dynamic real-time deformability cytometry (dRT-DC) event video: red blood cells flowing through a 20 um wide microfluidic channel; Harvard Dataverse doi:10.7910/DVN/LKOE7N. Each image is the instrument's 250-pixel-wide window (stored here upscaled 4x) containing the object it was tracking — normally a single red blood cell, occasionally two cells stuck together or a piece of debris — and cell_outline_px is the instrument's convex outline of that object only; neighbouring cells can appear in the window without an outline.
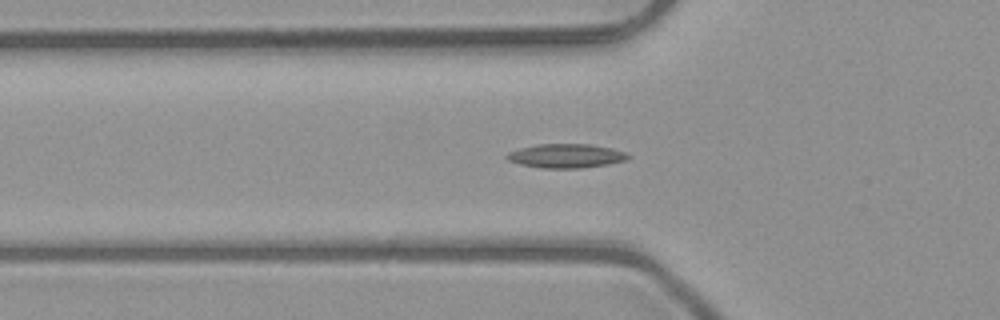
{"species": "common noctule bat (a hibernating species)", "species_latin": "Nyctalus noctula", "temperature_condition": "room temperature", "stored_images_in_passage": 52, "camera_frame_rate_fps": 3000, "um_per_image_px": 0.085, "animal": {"sex": "male", "body_mass_g": 23.1, "forearm_length_mm": 52.7}, "frame": {"image": 1, "passage_image": 17, "time_ms": 5.333, "image_size_px": [1000, 320], "cell_outline_px": [[632, 156], [628, 160], [608, 164], [580, 168], [540, 168], [520, 164], [508, 160], [504, 156], [508, 152], [520, 148], [536, 144], [592, 144], [612, 148], [628, 152]], "centroid_in_image_um": [48.15, 13.24], "position_along_channel_um": 77.6, "area_um2": 17.22}}
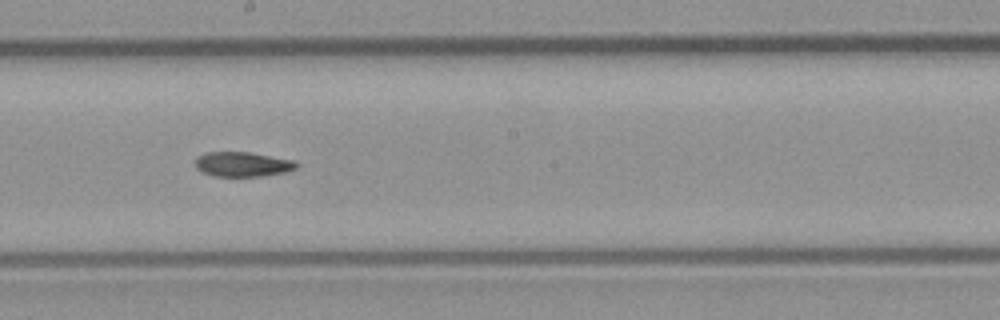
{"frame": {"image": 2, "passage_image": 28, "time_ms": 9.0, "image_size_px": [1000, 320], "cell_outline_px": [[300, 164], [296, 168], [284, 172], [264, 176], [212, 176], [196, 168], [196, 156], [208, 152], [248, 152], [292, 160]], "centroid_in_image_um": [20.61, 13.96], "position_along_channel_um": 227.6, "area_um2": 14.45}}
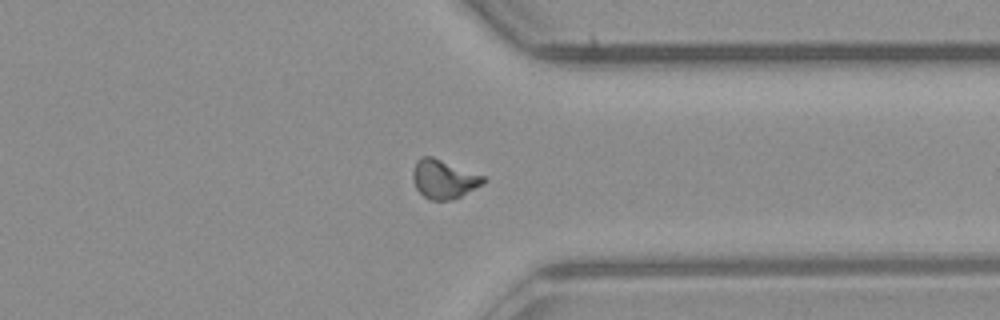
{"frame": {"image": 3, "passage_image": 39, "time_ms": 12.667, "image_size_px": [1000, 320], "cell_outline_px": [[488, 180], [484, 184], [452, 200], [428, 200], [416, 188], [412, 180], [412, 172], [416, 160], [420, 156], [432, 156], [484, 176]], "centroid_in_image_um": [37.71, 15.22], "position_along_channel_um": 373.7, "area_um2": 16.07}}